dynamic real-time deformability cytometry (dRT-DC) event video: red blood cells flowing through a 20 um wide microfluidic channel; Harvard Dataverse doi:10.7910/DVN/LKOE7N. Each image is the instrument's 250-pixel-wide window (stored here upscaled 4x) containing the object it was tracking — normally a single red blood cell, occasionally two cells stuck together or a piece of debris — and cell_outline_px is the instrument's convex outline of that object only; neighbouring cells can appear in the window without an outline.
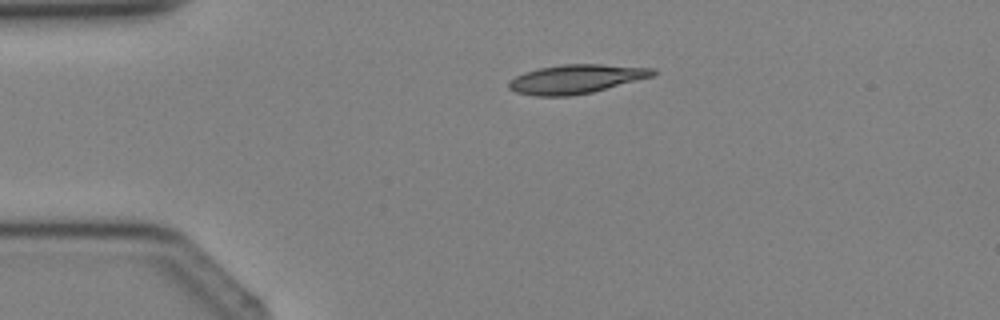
{"species": "Egyptian fruit bat (a non-hibernating species)", "species_latin": "Rousettus aegyptiacus", "temperature_condition": "cold", "stored_images_in_passage": 4, "camera_frame_rate_fps": 3000, "um_per_image_px": 0.085, "animal": {"sex": "female"}, "frame": {"image": 1, "passage_image": 3, "time_ms": 2.333, "image_size_px": [1000, 320], "cell_outline_px": [[656, 72], [652, 76], [592, 92], [572, 96], [536, 96], [516, 92], [508, 88], [508, 84], [516, 76], [524, 72], [540, 68], [560, 64], [600, 64], [656, 68]], "centroid_in_image_um": [48.96, 6.71], "position_along_channel_um": 36.0, "area_um2": 24.16}}